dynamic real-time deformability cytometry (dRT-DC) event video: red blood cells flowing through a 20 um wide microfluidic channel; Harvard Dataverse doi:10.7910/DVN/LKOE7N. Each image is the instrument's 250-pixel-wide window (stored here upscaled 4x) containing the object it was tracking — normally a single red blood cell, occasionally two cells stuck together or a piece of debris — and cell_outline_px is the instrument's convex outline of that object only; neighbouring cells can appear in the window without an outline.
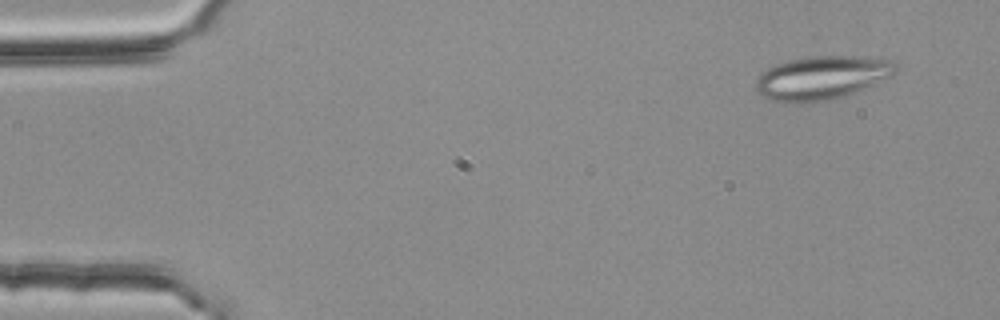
{"species": "common noctule bat (a hibernating species)", "species_latin": "Nyctalus noctula", "temperature_condition": "room temperature", "stored_images_in_passage": 54, "camera_frame_rate_fps": 3000, "um_per_image_px": 0.085, "animal": {"sex": "female", "body_mass_g": 25.1}, "frame": {"image": 1, "passage_image": 4, "time_ms": 1.0, "image_size_px": [1000, 320], "cell_outline_px": [[896, 72], [892, 76], [844, 96], [824, 100], [772, 100], [760, 96], [756, 92], [756, 80], [768, 68], [776, 64], [792, 60], [812, 56], [848, 56], [892, 60], [896, 64]], "centroid_in_image_um": [69.87, 6.58], "position_along_channel_um": 15.1, "area_um2": 34.33}}
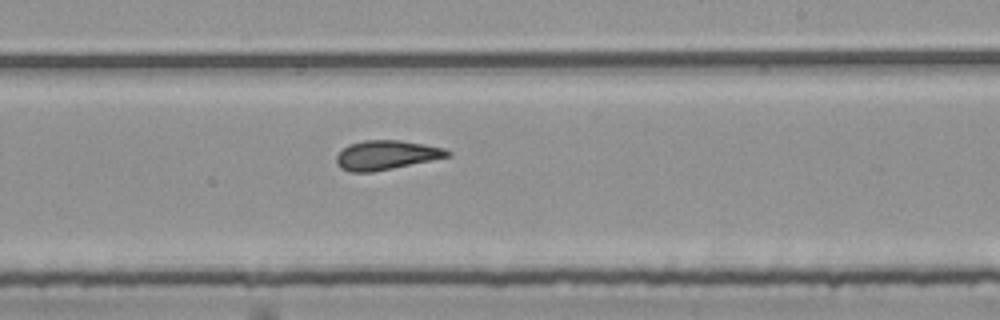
{"frame": {"image": 2, "passage_image": 32, "time_ms": 10.333, "image_size_px": [1000, 320], "cell_outline_px": [[452, 156], [372, 172], [348, 172], [340, 168], [336, 164], [336, 156], [348, 144], [364, 140], [400, 140], [424, 144], [444, 148], [452, 152]], "centroid_in_image_um": [32.83, 13.18], "position_along_channel_um": 256.2, "area_um2": 19.02}}
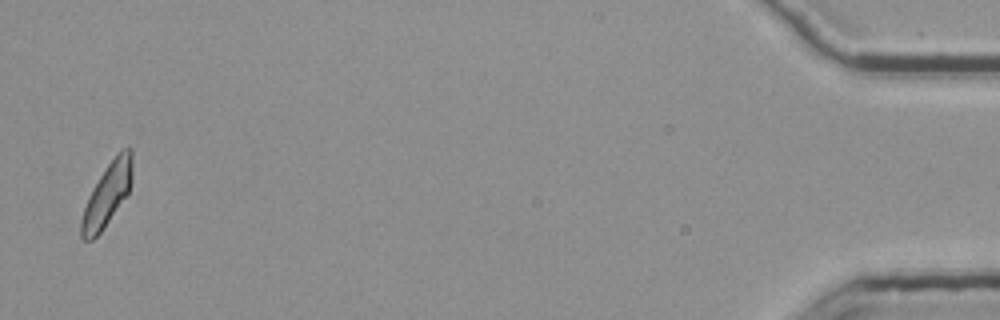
{"frame": {"image": 3, "passage_image": 53, "time_ms": 17.333, "image_size_px": [1000, 320], "cell_outline_px": [[132, 180], [128, 192], [100, 232], [92, 240], [84, 240], [80, 236], [80, 220], [88, 196], [92, 188], [116, 152], [120, 148], [132, 148]], "centroid_in_image_um": [9.1, 16.5], "position_along_channel_um": 426.1, "area_um2": 18.44}, "authors_computed_cell_mechanics": {"area_um2": 19.2763, "velocity_mm_per_s": 3.7842, "shape_relaxation_time_tau1_ms": null, "shape_relaxation_time_tau2_ms": 2.2493, "deformation_change_tau1": null, "deformation_change_tau2": 0.1139}}